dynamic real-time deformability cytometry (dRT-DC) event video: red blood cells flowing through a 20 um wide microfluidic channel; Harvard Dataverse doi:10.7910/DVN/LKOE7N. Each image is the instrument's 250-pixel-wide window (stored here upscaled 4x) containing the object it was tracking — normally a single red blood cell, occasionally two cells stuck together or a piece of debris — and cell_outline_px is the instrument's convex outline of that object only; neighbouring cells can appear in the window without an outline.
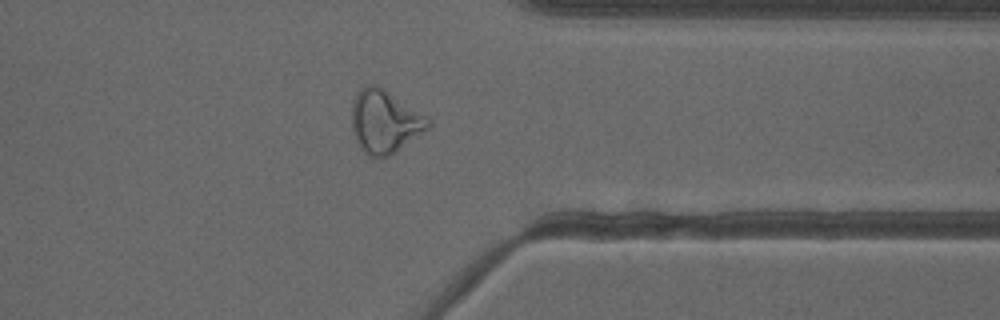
{"species": "common noctule bat (a hibernating species)", "species_latin": "Nyctalus noctula", "temperature_condition": "cold", "stored_images_in_passage": 40, "camera_frame_rate_fps": 3000, "um_per_image_px": 0.085, "animal": {"sex": "female"}, "frame": {"image": 1, "passage_image": 29, "time_ms": 9.333, "image_size_px": [1000, 320], "cell_outline_px": [[432, 124], [424, 132], [388, 156], [368, 156], [360, 148], [356, 140], [352, 128], [352, 100], [356, 92], [364, 84], [376, 84], [428, 116], [432, 120]], "centroid_in_image_um": [32.69, 10.3], "position_along_channel_um": 378.7, "area_um2": 28.09}, "authors_computed_cell_mechanics": {"area_um2": 26.7614, "velocity_mm_per_s": 3.8618, "shape_relaxation_time_tau1_ms": null, "shape_relaxation_time_tau2_ms": 2.3216, "deformation_change_tau1": null, "deformation_change_tau2": 0.1211}}